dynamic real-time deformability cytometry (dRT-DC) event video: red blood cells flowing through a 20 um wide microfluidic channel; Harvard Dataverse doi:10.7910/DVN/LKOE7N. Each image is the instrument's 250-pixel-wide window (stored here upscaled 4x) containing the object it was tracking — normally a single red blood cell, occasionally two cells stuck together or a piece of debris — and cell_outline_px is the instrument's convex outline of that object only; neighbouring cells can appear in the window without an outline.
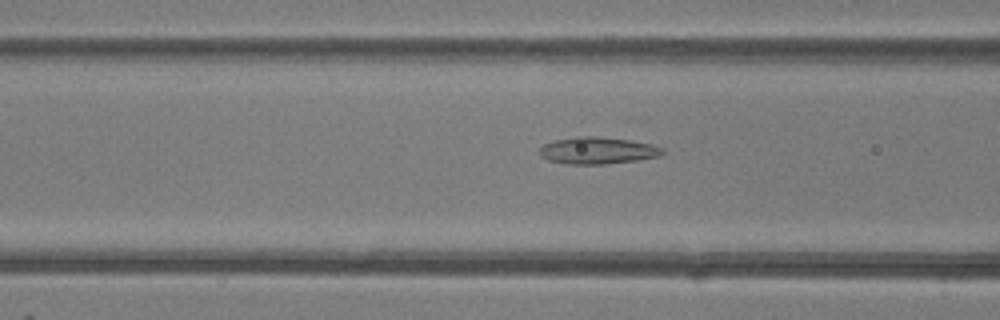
{"species": "common noctule bat (a hibernating species)", "species_latin": "Nyctalus noctula", "temperature_condition": "room temperature", "stored_images_in_passage": 45, "camera_frame_rate_fps": 3000, "um_per_image_px": 0.085, "animal": {"sex": "female"}, "frame": {"image": 1, "passage_image": 16, "time_ms": 5.0, "image_size_px": [1000, 320], "cell_outline_px": [[664, 152], [660, 156], [640, 160], [604, 164], [568, 164], [548, 160], [540, 156], [540, 148], [544, 144], [552, 140], [576, 136], [624, 136], [652, 144], [664, 148]], "centroid_in_image_um": [50.87, 12.76], "position_along_channel_um": 115.7, "area_um2": 20.11}}
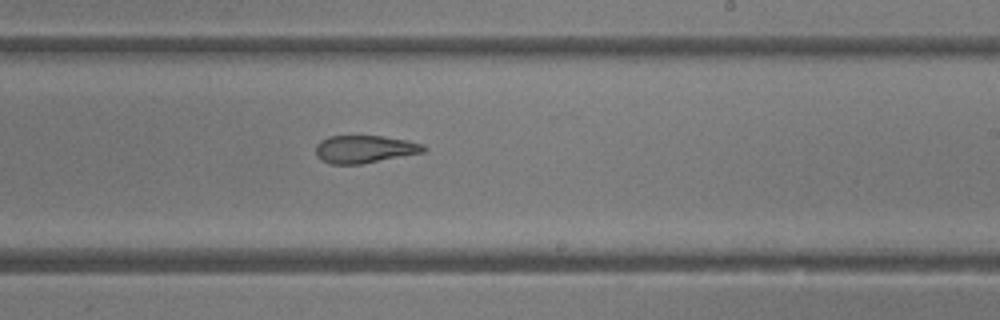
{"frame": {"image": 2, "passage_image": 26, "time_ms": 8.333, "image_size_px": [1000, 320], "cell_outline_px": [[428, 148], [424, 152], [360, 164], [332, 164], [320, 160], [316, 156], [316, 144], [320, 140], [328, 136], [380, 136], [404, 140], [424, 144]], "centroid_in_image_um": [30.96, 12.68], "position_along_channel_um": 258.0, "area_um2": 17.34}}
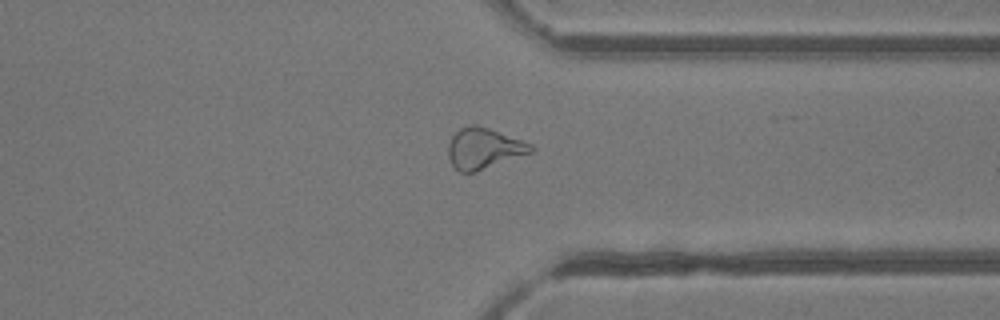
{"frame": {"image": 3, "passage_image": 34, "time_ms": 11.0, "image_size_px": [1000, 320], "cell_outline_px": [[536, 148], [532, 152], [476, 172], [460, 172], [452, 164], [448, 156], [448, 144], [452, 136], [460, 128], [472, 124], [476, 124], [488, 128], [532, 144]], "centroid_in_image_um": [41.12, 12.62], "position_along_channel_um": 370.3, "area_um2": 19.54}, "authors_computed_cell_mechanics": {"area_um2": 20.519, "velocity_mm_per_s": 4.2632, "shape_relaxation_time_tau1_ms": null, "shape_relaxation_time_tau2_ms": 1.6771, "deformation_change_tau1": null, "deformation_change_tau2": 0.0933}}